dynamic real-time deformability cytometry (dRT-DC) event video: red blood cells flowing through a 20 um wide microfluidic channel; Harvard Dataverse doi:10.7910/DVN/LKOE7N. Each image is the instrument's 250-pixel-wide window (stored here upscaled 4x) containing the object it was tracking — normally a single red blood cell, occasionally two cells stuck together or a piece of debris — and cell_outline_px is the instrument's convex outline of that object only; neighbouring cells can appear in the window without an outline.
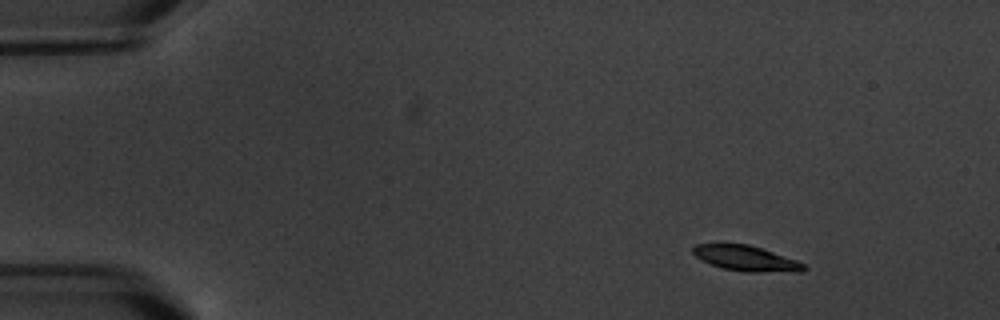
{"species": "common noctule bat (a hibernating species)", "species_latin": "Nyctalus noctula", "temperature_condition": "warm", "stored_images_in_passage": 5, "camera_frame_rate_fps": 3000, "um_per_image_px": 0.085, "animal": {"sex": "male", "body_mass_g": 20.1, "forearm_length_mm": 53.5}, "frame": {"image": 1, "passage_image": 2, "time_ms": 1.333, "image_size_px": [1000, 320], "cell_outline_px": [[808, 268], [800, 272], [744, 272], [724, 268], [700, 260], [692, 252], [692, 248], [696, 244], [716, 240], [724, 240], [748, 244], [796, 260], [804, 264]], "centroid_in_image_um": [63.31, 21.9], "position_along_channel_um": 21.7, "area_um2": 17.11}}
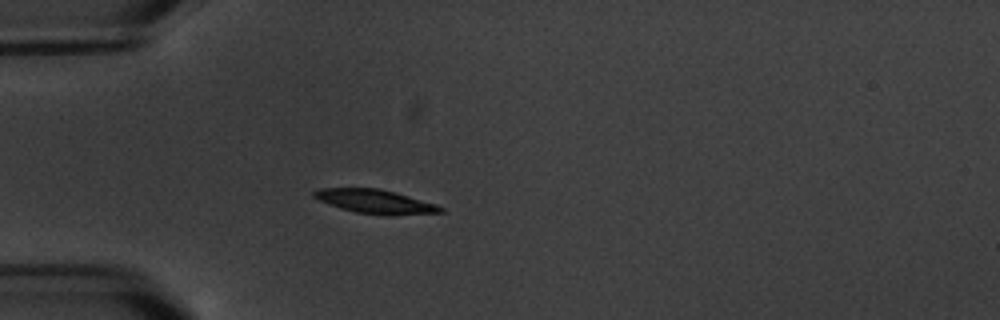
{"frame": {"image": 2, "passage_image": 5, "time_ms": 4.667, "image_size_px": [1000, 320], "cell_outline_px": [[444, 212], [392, 216], [384, 216], [356, 212], [340, 208], [328, 204], [312, 196], [312, 192], [320, 188], [376, 188], [396, 192], [436, 204], [444, 208]], "centroid_in_image_um": [31.92, 17.14], "position_along_channel_um": 53.1, "area_um2": 17.8}}